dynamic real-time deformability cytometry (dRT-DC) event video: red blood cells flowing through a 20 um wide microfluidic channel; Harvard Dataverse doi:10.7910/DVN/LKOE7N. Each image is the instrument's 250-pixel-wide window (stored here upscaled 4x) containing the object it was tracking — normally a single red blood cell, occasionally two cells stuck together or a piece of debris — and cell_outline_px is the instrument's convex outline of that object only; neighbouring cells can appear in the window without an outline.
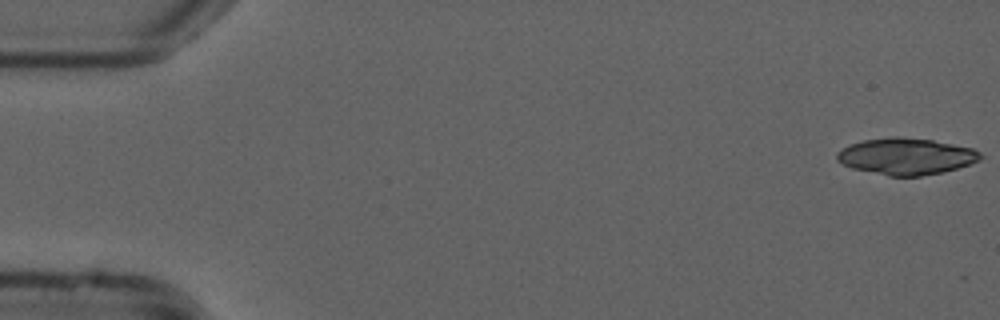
{"species": "common noctule bat (a hibernating species)", "species_latin": "Nyctalus noctula", "temperature_condition": "cold", "stored_images_in_passage": 25, "camera_frame_rate_fps": 3000, "um_per_image_px": 0.085, "animal": {"sex": "male", "forearm_length_mm": 52.5}, "frame": {"image": 1, "passage_image": 1, "time_ms": 0.0, "image_size_px": [1000, 320], "cell_outline_px": [[984, 156], [980, 160], [944, 172], [920, 176], [888, 176], [852, 168], [836, 160], [836, 152], [848, 144], [864, 140], [892, 136], [896, 136], [932, 140], [972, 148], [980, 152]], "centroid_in_image_um": [77.0, 13.28], "position_along_channel_um": 8.0, "area_um2": 30.58}}